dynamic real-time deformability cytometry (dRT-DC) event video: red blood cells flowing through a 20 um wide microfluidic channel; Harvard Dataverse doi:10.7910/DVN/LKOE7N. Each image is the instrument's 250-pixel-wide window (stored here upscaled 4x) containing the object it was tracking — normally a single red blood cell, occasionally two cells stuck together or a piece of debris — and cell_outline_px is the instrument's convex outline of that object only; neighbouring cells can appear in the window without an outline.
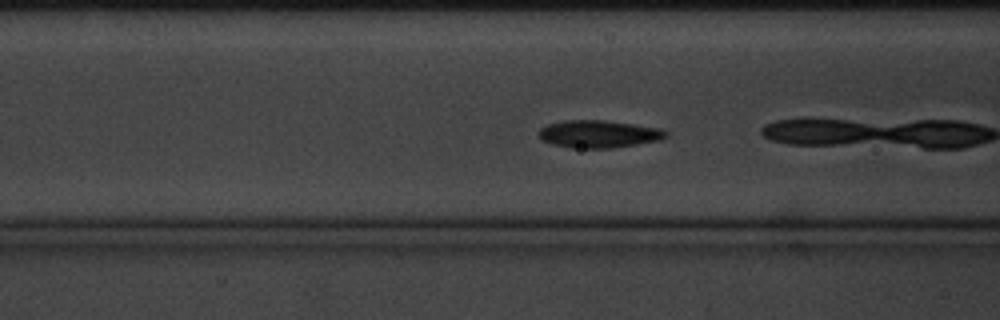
{"species": "common noctule bat (a hibernating species)", "species_latin": "Nyctalus noctula", "temperature_condition": "cold", "stored_images_in_passage": 38, "camera_frame_rate_fps": 3000, "um_per_image_px": 0.085, "animal": {"sex": "male", "body_mass_g": 20.1, "forearm_length_mm": 53.5}, "frame": {"image": 1, "passage_image": 21, "time_ms": 6.667, "image_size_px": [1000, 320], "cell_outline_px": [[668, 136], [660, 140], [612, 148], [572, 148], [552, 144], [540, 140], [536, 132], [540, 128], [548, 124], [564, 120], [604, 120], [660, 128], [668, 132]], "centroid_in_image_um": [50.84, 11.39], "position_along_channel_um": 115.8, "area_um2": 20.52}}